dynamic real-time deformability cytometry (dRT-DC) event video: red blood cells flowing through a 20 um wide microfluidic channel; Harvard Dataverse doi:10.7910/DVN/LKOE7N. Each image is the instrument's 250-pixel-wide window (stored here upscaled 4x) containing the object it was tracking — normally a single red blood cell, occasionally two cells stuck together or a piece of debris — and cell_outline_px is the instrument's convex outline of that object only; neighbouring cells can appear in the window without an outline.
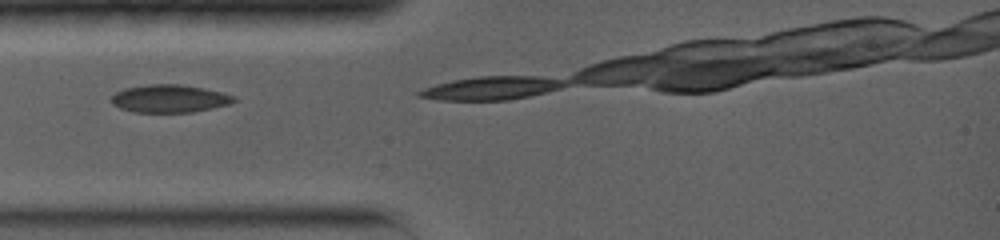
{"species": "common noctule bat (a hibernating species)", "species_latin": "Nyctalus noctula", "temperature_condition": "warm", "stored_images_in_passage": 3, "camera_frame_rate_fps": 5000, "um_per_image_px": 0.085, "animal": {"sex": "female", "body_mass_g": 19.0, "forearm_length_mm": 56.7}, "frame": {"image": 1, "passage_image": 1, "time_ms": 0.0, "image_size_px": [1000, 240], "cell_outline_px": [[236, 100], [228, 104], [212, 108], [192, 112], [132, 112], [120, 108], [112, 104], [112, 96], [116, 92], [124, 88], [148, 84], [180, 84], [204, 88], [236, 96]], "centroid_in_image_um": [14.39, 8.38], "position_along_channel_um": 70.6, "area_um2": 19.83}}